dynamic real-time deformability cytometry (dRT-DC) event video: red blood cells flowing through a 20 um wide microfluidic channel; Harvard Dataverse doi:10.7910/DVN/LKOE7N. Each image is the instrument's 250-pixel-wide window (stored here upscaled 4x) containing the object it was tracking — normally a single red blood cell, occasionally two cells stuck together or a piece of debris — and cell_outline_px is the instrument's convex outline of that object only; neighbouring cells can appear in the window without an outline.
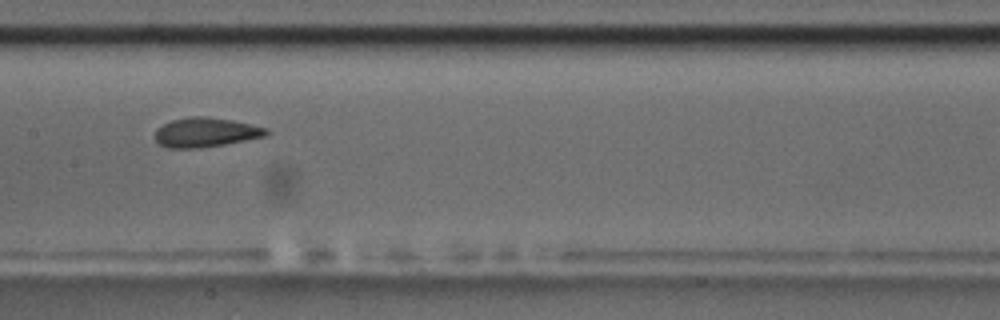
{"species": "common noctule bat (a hibernating species)", "species_latin": "Nyctalus noctula", "temperature_condition": "room temperature", "stored_images_in_passage": 37, "camera_frame_rate_fps": 3000, "um_per_image_px": 0.085, "animal": {"sex": "male", "body_mass_g": 17.5, "forearm_length_mm": 52.3}, "frame": {"image": 1, "passage_image": 16, "time_ms": 5.0, "image_size_px": [1000, 320], "cell_outline_px": [[268, 132], [264, 136], [224, 144], [200, 148], [168, 148], [160, 144], [156, 140], [156, 128], [172, 120], [192, 116], [204, 116], [232, 120], [268, 128]], "centroid_in_image_um": [17.46, 11.25], "position_along_channel_um": 189.9, "area_um2": 18.84}, "authors_computed_cell_mechanics": {"area_um2": 18.9006, "velocity_mm_per_s": 3.5617, "shape_relaxation_time_tau1_ms": 3.4896, "shape_relaxation_time_tau2_ms": 1.2306, "deformation_change_tau1": 0.1281, "deformation_change_tau2": 0.0711}}